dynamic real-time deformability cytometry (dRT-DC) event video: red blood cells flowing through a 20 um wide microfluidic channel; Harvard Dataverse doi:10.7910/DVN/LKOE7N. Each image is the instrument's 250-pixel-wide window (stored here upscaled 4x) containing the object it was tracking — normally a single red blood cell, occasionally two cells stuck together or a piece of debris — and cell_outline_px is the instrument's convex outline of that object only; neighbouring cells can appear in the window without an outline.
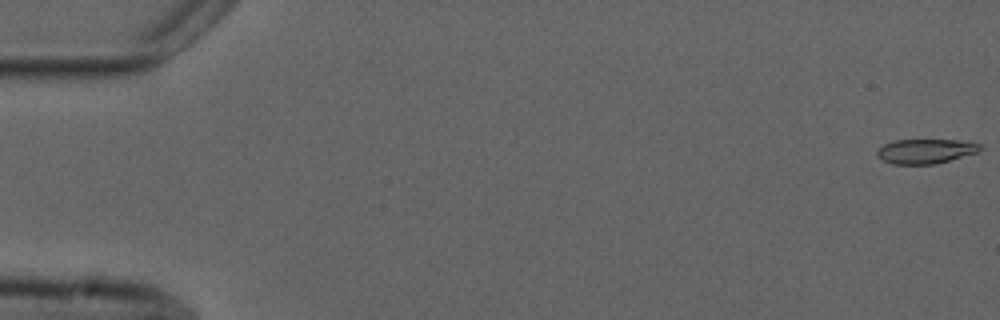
{"species": "common noctule bat (a hibernating species)", "species_latin": "Nyctalus noctula", "temperature_condition": "cold", "stored_images_in_passage": 55, "camera_frame_rate_fps": 3000, "um_per_image_px": 0.085, "animal": {"sex": "male", "forearm_length_mm": 52.5}, "frame": {"image": 1, "passage_image": 1, "time_ms": 0.0, "image_size_px": [1000, 320], "cell_outline_px": [[984, 148], [976, 152], [948, 160], [932, 164], [892, 164], [876, 156], [876, 152], [884, 144], [892, 140], [956, 140], [980, 144]], "centroid_in_image_um": [78.63, 12.84], "position_along_channel_um": 6.4, "area_um2": 14.51}}
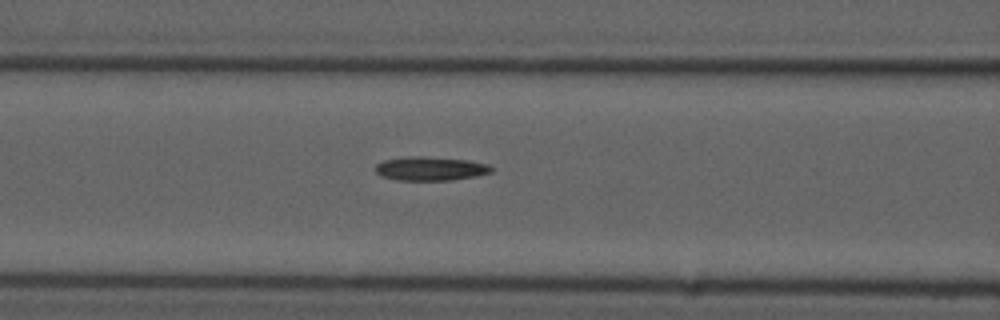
{"frame": {"image": 2, "passage_image": 23, "time_ms": 7.333, "image_size_px": [1000, 320], "cell_outline_px": [[496, 168], [492, 172], [476, 176], [452, 180], [396, 180], [384, 176], [376, 172], [376, 164], [384, 160], [408, 156], [420, 156], [468, 160], [488, 164]], "centroid_in_image_um": [36.64, 14.33], "position_along_channel_um": 130.0, "area_um2": 16.13}}
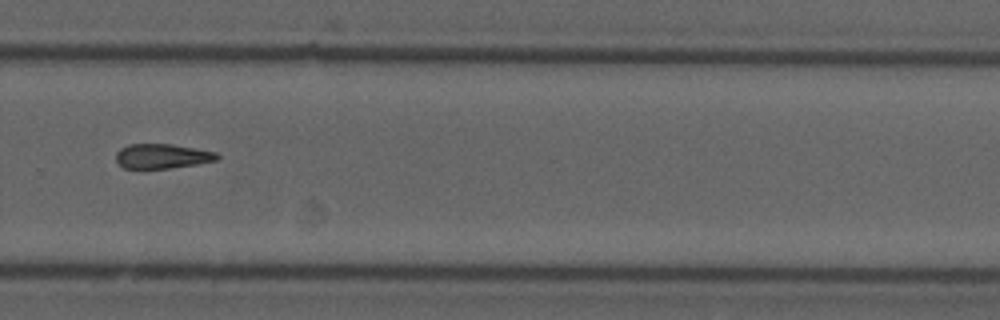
{"frame": {"image": 3, "passage_image": 38, "time_ms": 12.333, "image_size_px": [1000, 320], "cell_outline_px": [[220, 156], [216, 160], [196, 164], [168, 168], [124, 168], [116, 160], [116, 152], [120, 148], [128, 144], [172, 144], [196, 148], [216, 152]], "centroid_in_image_um": [13.77, 13.26], "position_along_channel_um": 316.0, "area_um2": 14.45}, "authors_computed_cell_mechanics": {"area_um2": 15.2592, "velocity_mm_per_s": 3.7309, "shape_relaxation_time_tau1_ms": null, "shape_relaxation_time_tau2_ms": 5.5664, "deformation_change_tau1": null, "deformation_change_tau2": 0.1452}}